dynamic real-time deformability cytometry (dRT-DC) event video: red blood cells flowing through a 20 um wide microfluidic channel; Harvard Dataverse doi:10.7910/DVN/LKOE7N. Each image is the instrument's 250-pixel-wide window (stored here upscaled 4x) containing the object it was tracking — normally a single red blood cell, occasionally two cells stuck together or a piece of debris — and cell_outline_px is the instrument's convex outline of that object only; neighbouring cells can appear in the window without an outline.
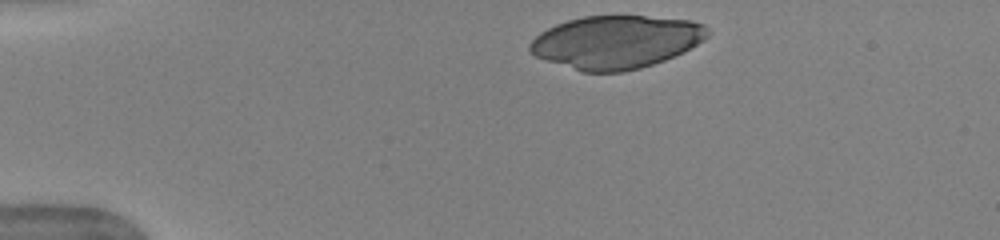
{"species": "human", "species_latin": "Homo sapiens", "temperature_condition": "warm", "stored_images_in_passage": 42, "camera_frame_rate_fps": 3000, "um_per_image_px": 0.085, "donor": {"sex": "female"}, "frame": {"image": 1, "passage_image": 1, "time_ms": 0.0, "image_size_px": [1000, 240], "cell_outline_px": [[708, 36], [704, 40], [664, 60], [640, 68], [624, 72], [580, 72], [536, 56], [528, 48], [528, 44], [540, 32], [556, 24], [568, 20], [584, 16], [644, 16], [692, 20], [704, 24], [708, 28]], "centroid_in_image_um": [52.35, 3.57], "position_along_channel_um": 32.7, "area_um2": 54.62}}